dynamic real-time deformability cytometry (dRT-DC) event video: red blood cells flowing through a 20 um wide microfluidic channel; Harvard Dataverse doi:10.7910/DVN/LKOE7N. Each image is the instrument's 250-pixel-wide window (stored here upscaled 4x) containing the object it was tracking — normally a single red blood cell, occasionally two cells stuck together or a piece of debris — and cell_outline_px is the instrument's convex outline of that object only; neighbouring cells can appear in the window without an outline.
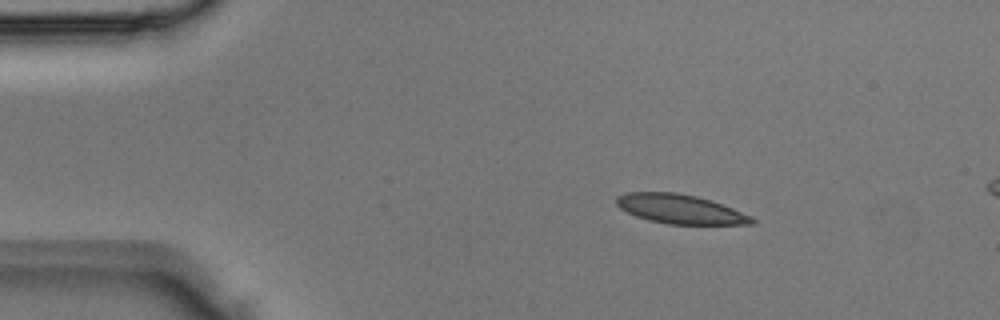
{"species": "Egyptian fruit bat (a non-hibernating species)", "species_latin": "Rousettus aegyptiacus", "temperature_condition": "room temperature", "stored_images_in_passage": 3, "camera_frame_rate_fps": 3000, "um_per_image_px": 0.085, "animal": {"sex": "male"}, "frame": {"image": 1, "passage_image": 1, "time_ms": 0.0, "image_size_px": [1000, 320], "cell_outline_px": [[756, 220], [752, 224], [668, 224], [648, 220], [636, 216], [620, 208], [616, 204], [616, 196], [628, 192], [676, 192], [696, 196], [732, 208], [752, 216]], "centroid_in_image_um": [57.79, 17.77], "position_along_channel_um": 27.2, "area_um2": 22.89}}